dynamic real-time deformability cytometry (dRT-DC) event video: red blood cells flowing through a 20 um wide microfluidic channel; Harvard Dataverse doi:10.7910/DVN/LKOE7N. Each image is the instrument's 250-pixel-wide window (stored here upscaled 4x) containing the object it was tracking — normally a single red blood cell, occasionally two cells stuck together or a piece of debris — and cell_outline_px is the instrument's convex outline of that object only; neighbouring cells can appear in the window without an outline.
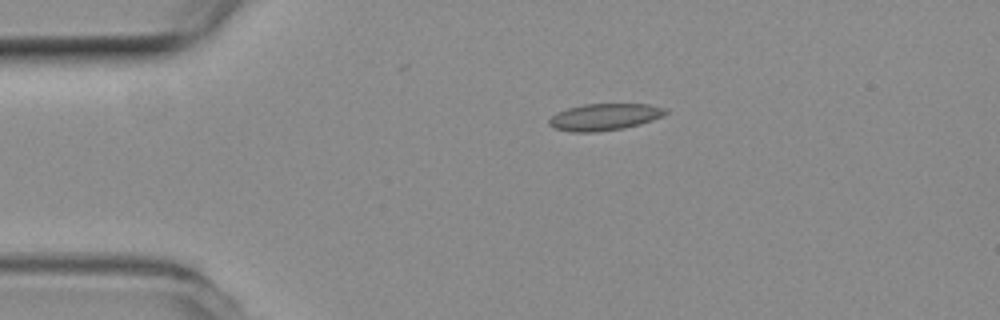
{"species": "common noctule bat (a hibernating species)", "species_latin": "Nyctalus noctula", "temperature_condition": "room temperature", "stored_images_in_passage": 44, "camera_frame_rate_fps": 3000, "um_per_image_px": 0.085, "animal": {"sex": "female", "body_mass_g": 19.3, "forearm_length_mm": 54.1}, "frame": {"image": 1, "passage_image": 1, "time_ms": 0.0, "image_size_px": [1000, 320], "cell_outline_px": [[668, 112], [652, 120], [640, 124], [624, 128], [592, 132], [572, 132], [556, 128], [548, 124], [548, 120], [552, 116], [568, 108], [584, 104], [648, 104], [668, 108]], "centroid_in_image_um": [51.4, 9.93], "position_along_channel_um": 33.6, "area_um2": 17.98}}
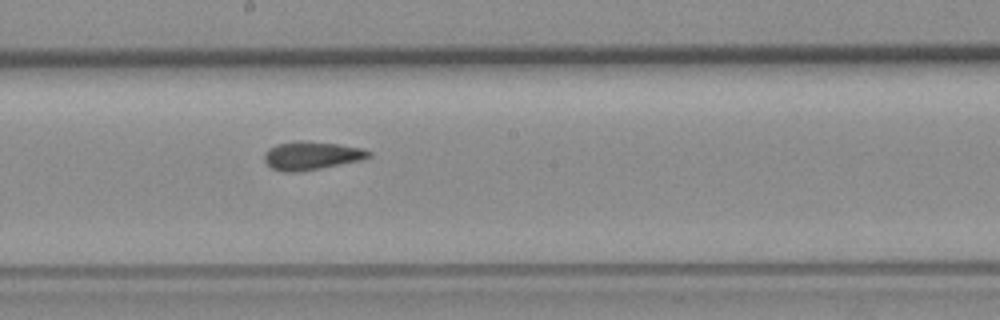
{"frame": {"image": 2, "passage_image": 19, "time_ms": 6.0, "image_size_px": [1000, 320], "cell_outline_px": [[372, 156], [360, 160], [320, 168], [296, 172], [284, 172], [272, 168], [264, 160], [264, 156], [268, 148], [276, 144], [300, 140], [336, 144], [360, 148], [372, 152]], "centroid_in_image_um": [26.45, 13.22], "position_along_channel_um": 221.8, "area_um2": 16.99}}
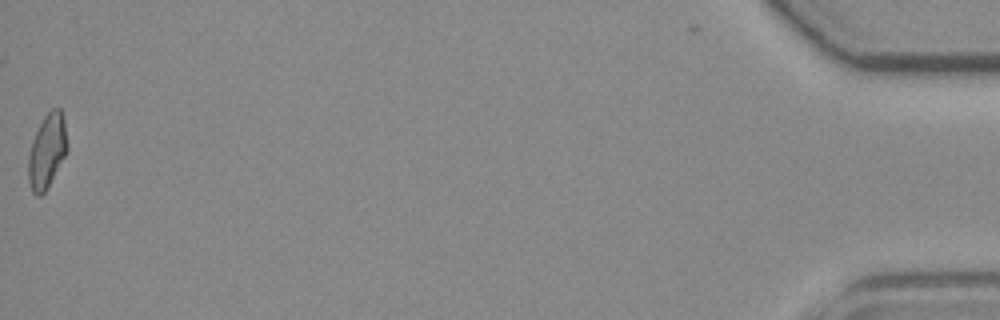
{"frame": {"image": 3, "passage_image": 44, "time_ms": 14.333, "image_size_px": [1000, 320], "cell_outline_px": [[68, 148], [48, 188], [40, 196], [36, 196], [32, 192], [28, 180], [28, 156], [32, 140], [44, 116], [52, 108], [60, 108], [64, 120], [68, 144]], "centroid_in_image_um": [3.99, 12.86], "position_along_channel_um": 431.2, "area_um2": 16.82}, "authors_computed_cell_mechanics": {"area_um2": 16.9354, "velocity_mm_per_s": 3.7998, "shape_relaxation_time_tau1_ms": null, "shape_relaxation_time_tau2_ms": 1.9857, "deformation_change_tau1": null, "deformation_change_tau2": 0.0775}}